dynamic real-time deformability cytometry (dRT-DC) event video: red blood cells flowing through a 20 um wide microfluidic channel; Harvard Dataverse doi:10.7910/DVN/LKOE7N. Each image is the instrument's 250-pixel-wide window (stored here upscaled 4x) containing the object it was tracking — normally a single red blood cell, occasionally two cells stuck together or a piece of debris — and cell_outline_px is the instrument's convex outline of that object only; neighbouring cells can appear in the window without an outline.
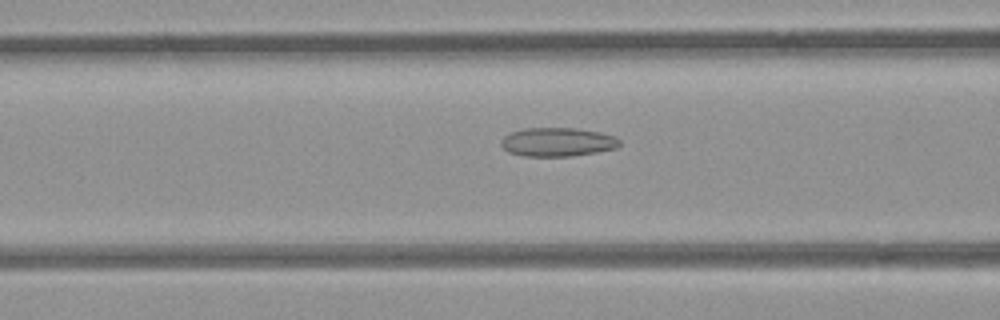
{"species": "common noctule bat (a hibernating species)", "species_latin": "Nyctalus noctula", "temperature_condition": "room temperature", "stored_images_in_passage": 15, "camera_frame_rate_fps": 3000, "um_per_image_px": 0.085, "animal": {"sex": "female", "body_mass_g": 21.9}, "frame": {"image": 1, "passage_image": 13, "time_ms": 4.0, "image_size_px": [1000, 320], "cell_outline_px": [[620, 144], [616, 148], [596, 152], [572, 156], [524, 156], [508, 152], [500, 144], [500, 140], [508, 132], [524, 128], [576, 128], [600, 132], [616, 136], [620, 140]], "centroid_in_image_um": [47.37, 12.06], "position_along_channel_um": 119.2, "area_um2": 20.06}}